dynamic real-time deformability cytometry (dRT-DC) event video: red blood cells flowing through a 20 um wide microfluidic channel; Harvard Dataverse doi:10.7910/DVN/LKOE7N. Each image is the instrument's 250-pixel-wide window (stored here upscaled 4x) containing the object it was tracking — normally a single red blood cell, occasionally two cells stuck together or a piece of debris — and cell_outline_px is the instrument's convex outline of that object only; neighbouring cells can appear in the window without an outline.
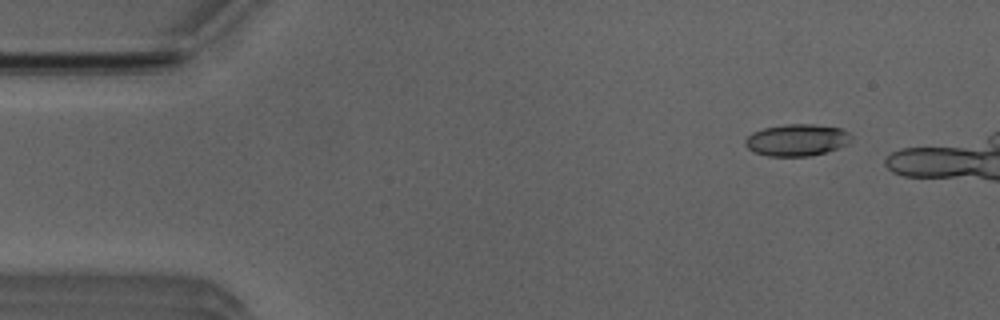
{"species": "Egyptian fruit bat (a non-hibernating species)", "species_latin": "Rousettus aegyptiacus", "temperature_condition": "room temperature", "stored_images_in_passage": 15, "camera_frame_rate_fps": 3000, "um_per_image_px": 0.085, "animal": {"sex": "male"}, "frame": {"image": 1, "passage_image": 5, "time_ms": 1.333, "image_size_px": [1000, 320], "cell_outline_px": [[852, 140], [848, 144], [824, 152], [808, 156], [768, 156], [752, 152], [744, 144], [744, 140], [752, 132], [764, 128], [784, 124], [812, 124], [840, 128], [848, 132], [852, 136]], "centroid_in_image_um": [67.71, 11.9], "position_along_channel_um": 17.3, "area_um2": 19.71}}